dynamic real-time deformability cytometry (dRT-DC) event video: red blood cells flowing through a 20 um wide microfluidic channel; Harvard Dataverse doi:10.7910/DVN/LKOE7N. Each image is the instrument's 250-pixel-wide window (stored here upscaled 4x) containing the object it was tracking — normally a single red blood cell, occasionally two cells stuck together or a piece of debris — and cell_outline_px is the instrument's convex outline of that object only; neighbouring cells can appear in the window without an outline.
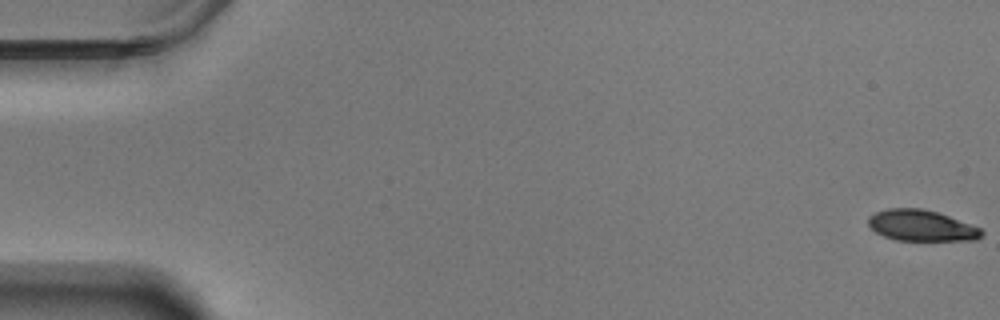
{"species": "Egyptian fruit bat (a non-hibernating species)", "species_latin": "Rousettus aegyptiacus", "temperature_condition": "warm", "stored_images_in_passage": 59, "camera_frame_rate_fps": 3000, "um_per_image_px": 0.085, "animal": {"sex": "male"}, "frame": {"image": 1, "passage_image": 1, "time_ms": 0.0, "image_size_px": [1000, 320], "cell_outline_px": [[984, 232], [976, 240], [896, 240], [884, 236], [876, 232], [868, 224], [868, 216], [876, 212], [888, 208], [920, 208], [936, 212], [948, 216], [980, 228]], "centroid_in_image_um": [78.28, 19.17], "position_along_channel_um": 6.7, "area_um2": 20.23}}
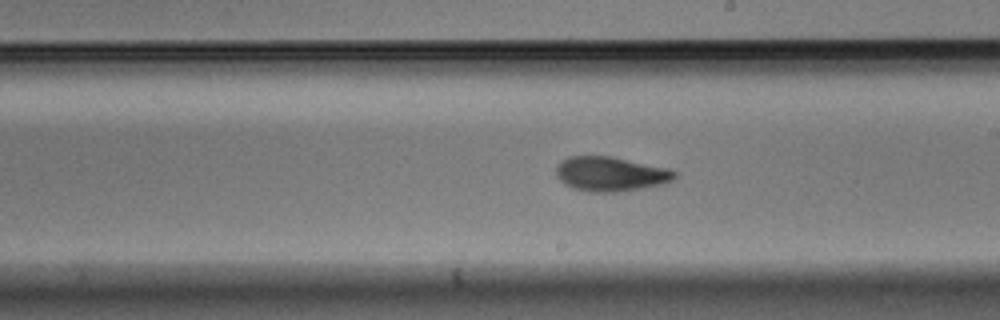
{"frame": {"image": 2, "passage_image": 34, "time_ms": 11.0, "image_size_px": [1000, 320], "cell_outline_px": [[676, 176], [672, 180], [664, 184], [616, 192], [588, 192], [572, 188], [564, 184], [556, 176], [556, 164], [568, 156], [612, 156], [668, 168], [676, 172]], "centroid_in_image_um": [51.86, 14.78], "position_along_channel_um": 237.1, "area_um2": 23.99}}
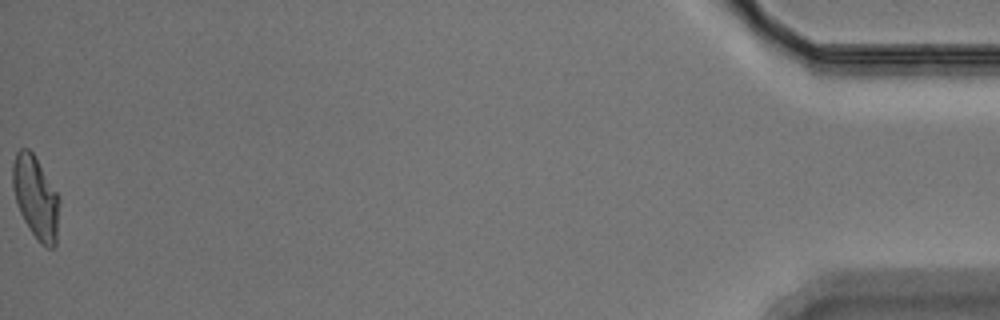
{"frame": {"image": 3, "passage_image": 59, "time_ms": 19.333, "image_size_px": [1000, 320], "cell_outline_px": [[60, 204], [56, 244], [52, 248], [48, 248], [40, 244], [24, 220], [20, 212], [16, 200], [12, 184], [12, 164], [16, 152], [20, 148], [28, 148], [32, 152], [60, 196]], "centroid_in_image_um": [3.06, 16.78], "position_along_channel_um": 432.1, "area_um2": 22.54}, "authors_computed_cell_mechanics": {"area_um2": 22.7732, "velocity_mm_per_s": 3.5077, "shape_relaxation_time_tau1_ms": 6.6991, "shape_relaxation_time_tau2_ms": 2.8134, "deformation_change_tau1": 0.1807, "deformation_change_tau2": 0.0892}}